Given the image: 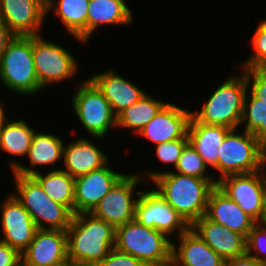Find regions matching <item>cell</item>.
I'll list each match as a JSON object with an SVG mask.
<instances>
[{"instance_id": "cell-1", "label": "cell", "mask_w": 266, "mask_h": 266, "mask_svg": "<svg viewBox=\"0 0 266 266\" xmlns=\"http://www.w3.org/2000/svg\"><path fill=\"white\" fill-rule=\"evenodd\" d=\"M171 170H144L143 176L146 175V182L155 185L153 189L191 226L206 214L208 198L217 180L182 175Z\"/></svg>"}, {"instance_id": "cell-2", "label": "cell", "mask_w": 266, "mask_h": 266, "mask_svg": "<svg viewBox=\"0 0 266 266\" xmlns=\"http://www.w3.org/2000/svg\"><path fill=\"white\" fill-rule=\"evenodd\" d=\"M66 233L70 266H97L115 246V228L92 213L74 214Z\"/></svg>"}, {"instance_id": "cell-3", "label": "cell", "mask_w": 266, "mask_h": 266, "mask_svg": "<svg viewBox=\"0 0 266 266\" xmlns=\"http://www.w3.org/2000/svg\"><path fill=\"white\" fill-rule=\"evenodd\" d=\"M223 81L209 98L200 105L201 110L192 111V116L202 124L223 125L230 129L241 128L244 98L248 90L245 70Z\"/></svg>"}, {"instance_id": "cell-4", "label": "cell", "mask_w": 266, "mask_h": 266, "mask_svg": "<svg viewBox=\"0 0 266 266\" xmlns=\"http://www.w3.org/2000/svg\"><path fill=\"white\" fill-rule=\"evenodd\" d=\"M114 248L132 255L147 266L171 264L172 239L135 219L115 228Z\"/></svg>"}, {"instance_id": "cell-5", "label": "cell", "mask_w": 266, "mask_h": 266, "mask_svg": "<svg viewBox=\"0 0 266 266\" xmlns=\"http://www.w3.org/2000/svg\"><path fill=\"white\" fill-rule=\"evenodd\" d=\"M0 82L8 91L33 96L43 90L40 85L32 53V36H14L0 59Z\"/></svg>"}, {"instance_id": "cell-6", "label": "cell", "mask_w": 266, "mask_h": 266, "mask_svg": "<svg viewBox=\"0 0 266 266\" xmlns=\"http://www.w3.org/2000/svg\"><path fill=\"white\" fill-rule=\"evenodd\" d=\"M13 176L16 189L12 193L31 215L36 227L66 231L74 213L67 206L51 200L32 176Z\"/></svg>"}, {"instance_id": "cell-7", "label": "cell", "mask_w": 266, "mask_h": 266, "mask_svg": "<svg viewBox=\"0 0 266 266\" xmlns=\"http://www.w3.org/2000/svg\"><path fill=\"white\" fill-rule=\"evenodd\" d=\"M237 131V132H236ZM230 129L223 139L218 155L219 179L230 174H247L266 167L264 144L252 133Z\"/></svg>"}, {"instance_id": "cell-8", "label": "cell", "mask_w": 266, "mask_h": 266, "mask_svg": "<svg viewBox=\"0 0 266 266\" xmlns=\"http://www.w3.org/2000/svg\"><path fill=\"white\" fill-rule=\"evenodd\" d=\"M72 95V108L91 139L102 140L117 129V116L98 87L86 78ZM93 137V138H92Z\"/></svg>"}, {"instance_id": "cell-9", "label": "cell", "mask_w": 266, "mask_h": 266, "mask_svg": "<svg viewBox=\"0 0 266 266\" xmlns=\"http://www.w3.org/2000/svg\"><path fill=\"white\" fill-rule=\"evenodd\" d=\"M45 39L42 34L32 36L34 68L43 89L71 80L79 70L77 63L79 61L72 52L70 53L60 43Z\"/></svg>"}, {"instance_id": "cell-10", "label": "cell", "mask_w": 266, "mask_h": 266, "mask_svg": "<svg viewBox=\"0 0 266 266\" xmlns=\"http://www.w3.org/2000/svg\"><path fill=\"white\" fill-rule=\"evenodd\" d=\"M143 179L139 173L124 174L91 213L114 228L133 220L135 205L141 193L136 187L145 181Z\"/></svg>"}, {"instance_id": "cell-11", "label": "cell", "mask_w": 266, "mask_h": 266, "mask_svg": "<svg viewBox=\"0 0 266 266\" xmlns=\"http://www.w3.org/2000/svg\"><path fill=\"white\" fill-rule=\"evenodd\" d=\"M149 188L142 190L137 199L134 219L145 227L164 233L168 238L185 233L190 226L153 187Z\"/></svg>"}, {"instance_id": "cell-12", "label": "cell", "mask_w": 266, "mask_h": 266, "mask_svg": "<svg viewBox=\"0 0 266 266\" xmlns=\"http://www.w3.org/2000/svg\"><path fill=\"white\" fill-rule=\"evenodd\" d=\"M266 167L247 174H230L217 181V186L257 223L262 219Z\"/></svg>"}, {"instance_id": "cell-13", "label": "cell", "mask_w": 266, "mask_h": 266, "mask_svg": "<svg viewBox=\"0 0 266 266\" xmlns=\"http://www.w3.org/2000/svg\"><path fill=\"white\" fill-rule=\"evenodd\" d=\"M23 266H70L67 233L57 229H37L21 254Z\"/></svg>"}, {"instance_id": "cell-14", "label": "cell", "mask_w": 266, "mask_h": 266, "mask_svg": "<svg viewBox=\"0 0 266 266\" xmlns=\"http://www.w3.org/2000/svg\"><path fill=\"white\" fill-rule=\"evenodd\" d=\"M1 202V231L0 241L7 243L20 254L29 246L37 231V227L21 202L13 195Z\"/></svg>"}, {"instance_id": "cell-15", "label": "cell", "mask_w": 266, "mask_h": 266, "mask_svg": "<svg viewBox=\"0 0 266 266\" xmlns=\"http://www.w3.org/2000/svg\"><path fill=\"white\" fill-rule=\"evenodd\" d=\"M46 0H0V20L15 36L41 35Z\"/></svg>"}, {"instance_id": "cell-16", "label": "cell", "mask_w": 266, "mask_h": 266, "mask_svg": "<svg viewBox=\"0 0 266 266\" xmlns=\"http://www.w3.org/2000/svg\"><path fill=\"white\" fill-rule=\"evenodd\" d=\"M124 174L111 169L108 163L101 169L76 177L74 214L91 213Z\"/></svg>"}, {"instance_id": "cell-17", "label": "cell", "mask_w": 266, "mask_h": 266, "mask_svg": "<svg viewBox=\"0 0 266 266\" xmlns=\"http://www.w3.org/2000/svg\"><path fill=\"white\" fill-rule=\"evenodd\" d=\"M192 111L167 102L156 116L137 134L153 144L188 137Z\"/></svg>"}, {"instance_id": "cell-18", "label": "cell", "mask_w": 266, "mask_h": 266, "mask_svg": "<svg viewBox=\"0 0 266 266\" xmlns=\"http://www.w3.org/2000/svg\"><path fill=\"white\" fill-rule=\"evenodd\" d=\"M190 228L224 260L246 254V237L203 215Z\"/></svg>"}, {"instance_id": "cell-19", "label": "cell", "mask_w": 266, "mask_h": 266, "mask_svg": "<svg viewBox=\"0 0 266 266\" xmlns=\"http://www.w3.org/2000/svg\"><path fill=\"white\" fill-rule=\"evenodd\" d=\"M63 143L65 142H63L62 138L56 136V134L36 130L32 138L31 147L26 156L32 167L23 166L17 160H15L16 162L12 160L9 164L11 166L10 170L13 174L32 176L39 171V167L41 168V166L53 168L56 164L63 162L61 161L63 160V149L65 145ZM36 167H38L37 170Z\"/></svg>"}, {"instance_id": "cell-20", "label": "cell", "mask_w": 266, "mask_h": 266, "mask_svg": "<svg viewBox=\"0 0 266 266\" xmlns=\"http://www.w3.org/2000/svg\"><path fill=\"white\" fill-rule=\"evenodd\" d=\"M93 74L89 79L102 92L116 116L147 93L123 77L121 73H115L114 69L110 68L103 73L95 72Z\"/></svg>"}, {"instance_id": "cell-21", "label": "cell", "mask_w": 266, "mask_h": 266, "mask_svg": "<svg viewBox=\"0 0 266 266\" xmlns=\"http://www.w3.org/2000/svg\"><path fill=\"white\" fill-rule=\"evenodd\" d=\"M109 155L96 146L88 138H76L64 145L63 163L61 168L71 177L87 174L91 171L103 168L109 163Z\"/></svg>"}, {"instance_id": "cell-22", "label": "cell", "mask_w": 266, "mask_h": 266, "mask_svg": "<svg viewBox=\"0 0 266 266\" xmlns=\"http://www.w3.org/2000/svg\"><path fill=\"white\" fill-rule=\"evenodd\" d=\"M205 215L210 220L229 230L238 232L246 238L251 229L257 224L217 185L210 192Z\"/></svg>"}, {"instance_id": "cell-23", "label": "cell", "mask_w": 266, "mask_h": 266, "mask_svg": "<svg viewBox=\"0 0 266 266\" xmlns=\"http://www.w3.org/2000/svg\"><path fill=\"white\" fill-rule=\"evenodd\" d=\"M172 240L171 264L173 266H224L225 260L189 228Z\"/></svg>"}, {"instance_id": "cell-24", "label": "cell", "mask_w": 266, "mask_h": 266, "mask_svg": "<svg viewBox=\"0 0 266 266\" xmlns=\"http://www.w3.org/2000/svg\"><path fill=\"white\" fill-rule=\"evenodd\" d=\"M229 130V127L223 125L202 124L193 116L190 119L188 142L202 157L207 167H211L217 173L219 149Z\"/></svg>"}, {"instance_id": "cell-25", "label": "cell", "mask_w": 266, "mask_h": 266, "mask_svg": "<svg viewBox=\"0 0 266 266\" xmlns=\"http://www.w3.org/2000/svg\"><path fill=\"white\" fill-rule=\"evenodd\" d=\"M134 14L126 0H90L87 15V43L101 26H129Z\"/></svg>"}, {"instance_id": "cell-26", "label": "cell", "mask_w": 266, "mask_h": 266, "mask_svg": "<svg viewBox=\"0 0 266 266\" xmlns=\"http://www.w3.org/2000/svg\"><path fill=\"white\" fill-rule=\"evenodd\" d=\"M90 0H46V15L54 10L67 33L87 44V15Z\"/></svg>"}, {"instance_id": "cell-27", "label": "cell", "mask_w": 266, "mask_h": 266, "mask_svg": "<svg viewBox=\"0 0 266 266\" xmlns=\"http://www.w3.org/2000/svg\"><path fill=\"white\" fill-rule=\"evenodd\" d=\"M42 168L32 175L39 183L46 195L56 203L67 206L74 213V181L66 171L61 168H51L47 173L40 172Z\"/></svg>"}, {"instance_id": "cell-28", "label": "cell", "mask_w": 266, "mask_h": 266, "mask_svg": "<svg viewBox=\"0 0 266 266\" xmlns=\"http://www.w3.org/2000/svg\"><path fill=\"white\" fill-rule=\"evenodd\" d=\"M30 126L21 117L10 121L6 116L0 124V150L19 158L27 156L36 130Z\"/></svg>"}, {"instance_id": "cell-29", "label": "cell", "mask_w": 266, "mask_h": 266, "mask_svg": "<svg viewBox=\"0 0 266 266\" xmlns=\"http://www.w3.org/2000/svg\"><path fill=\"white\" fill-rule=\"evenodd\" d=\"M167 102L146 93L135 104L127 107L117 116V128L133 130L138 134Z\"/></svg>"}, {"instance_id": "cell-30", "label": "cell", "mask_w": 266, "mask_h": 266, "mask_svg": "<svg viewBox=\"0 0 266 266\" xmlns=\"http://www.w3.org/2000/svg\"><path fill=\"white\" fill-rule=\"evenodd\" d=\"M244 131L252 133L263 144L266 143V103L256 98L249 90L244 98L243 114L240 125Z\"/></svg>"}, {"instance_id": "cell-31", "label": "cell", "mask_w": 266, "mask_h": 266, "mask_svg": "<svg viewBox=\"0 0 266 266\" xmlns=\"http://www.w3.org/2000/svg\"><path fill=\"white\" fill-rule=\"evenodd\" d=\"M207 165L204 163L202 157L188 142L183 148L178 163L175 167V171L178 174L194 176L207 180H217L215 177L207 173ZM215 178V179H214Z\"/></svg>"}, {"instance_id": "cell-32", "label": "cell", "mask_w": 266, "mask_h": 266, "mask_svg": "<svg viewBox=\"0 0 266 266\" xmlns=\"http://www.w3.org/2000/svg\"><path fill=\"white\" fill-rule=\"evenodd\" d=\"M253 49L251 55L245 62L240 64V69L266 67V20L259 21V24L250 39Z\"/></svg>"}, {"instance_id": "cell-33", "label": "cell", "mask_w": 266, "mask_h": 266, "mask_svg": "<svg viewBox=\"0 0 266 266\" xmlns=\"http://www.w3.org/2000/svg\"><path fill=\"white\" fill-rule=\"evenodd\" d=\"M246 240V253L266 265V225L257 223Z\"/></svg>"}, {"instance_id": "cell-34", "label": "cell", "mask_w": 266, "mask_h": 266, "mask_svg": "<svg viewBox=\"0 0 266 266\" xmlns=\"http://www.w3.org/2000/svg\"><path fill=\"white\" fill-rule=\"evenodd\" d=\"M187 143L188 137H182L172 141L156 144L154 145L156 158L161 161L162 164H167V166H172L175 169L181 152Z\"/></svg>"}, {"instance_id": "cell-35", "label": "cell", "mask_w": 266, "mask_h": 266, "mask_svg": "<svg viewBox=\"0 0 266 266\" xmlns=\"http://www.w3.org/2000/svg\"><path fill=\"white\" fill-rule=\"evenodd\" d=\"M244 70L248 90L256 98L266 103V67L248 68Z\"/></svg>"}, {"instance_id": "cell-36", "label": "cell", "mask_w": 266, "mask_h": 266, "mask_svg": "<svg viewBox=\"0 0 266 266\" xmlns=\"http://www.w3.org/2000/svg\"><path fill=\"white\" fill-rule=\"evenodd\" d=\"M97 266H147L130 254L113 248Z\"/></svg>"}, {"instance_id": "cell-37", "label": "cell", "mask_w": 266, "mask_h": 266, "mask_svg": "<svg viewBox=\"0 0 266 266\" xmlns=\"http://www.w3.org/2000/svg\"><path fill=\"white\" fill-rule=\"evenodd\" d=\"M21 254L7 243L0 241V266H18Z\"/></svg>"}, {"instance_id": "cell-38", "label": "cell", "mask_w": 266, "mask_h": 266, "mask_svg": "<svg viewBox=\"0 0 266 266\" xmlns=\"http://www.w3.org/2000/svg\"><path fill=\"white\" fill-rule=\"evenodd\" d=\"M224 266H264V264L246 253L242 256L225 260Z\"/></svg>"}, {"instance_id": "cell-39", "label": "cell", "mask_w": 266, "mask_h": 266, "mask_svg": "<svg viewBox=\"0 0 266 266\" xmlns=\"http://www.w3.org/2000/svg\"><path fill=\"white\" fill-rule=\"evenodd\" d=\"M14 34L10 29L0 20V59L2 53L7 48L8 43L14 38Z\"/></svg>"}, {"instance_id": "cell-40", "label": "cell", "mask_w": 266, "mask_h": 266, "mask_svg": "<svg viewBox=\"0 0 266 266\" xmlns=\"http://www.w3.org/2000/svg\"><path fill=\"white\" fill-rule=\"evenodd\" d=\"M259 223L266 225V184L263 192L262 219Z\"/></svg>"}, {"instance_id": "cell-41", "label": "cell", "mask_w": 266, "mask_h": 266, "mask_svg": "<svg viewBox=\"0 0 266 266\" xmlns=\"http://www.w3.org/2000/svg\"><path fill=\"white\" fill-rule=\"evenodd\" d=\"M3 107H5V106L3 105V102L0 99V124H1L2 120L7 116L5 111H4L5 108H3Z\"/></svg>"}]
</instances>
